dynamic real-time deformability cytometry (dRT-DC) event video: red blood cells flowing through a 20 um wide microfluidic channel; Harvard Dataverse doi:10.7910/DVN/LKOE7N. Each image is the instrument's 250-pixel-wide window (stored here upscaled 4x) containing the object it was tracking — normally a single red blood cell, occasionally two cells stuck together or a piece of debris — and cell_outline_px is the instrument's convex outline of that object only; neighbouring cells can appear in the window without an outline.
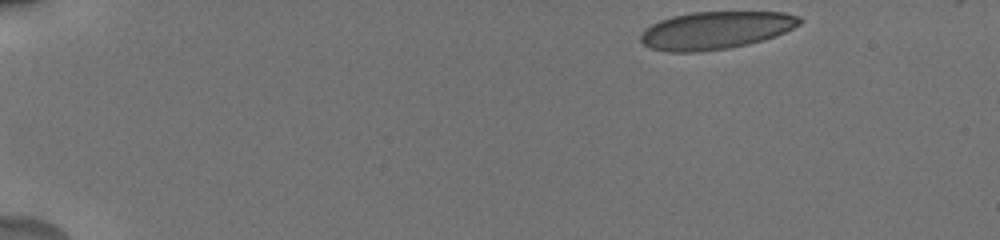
{"species": "human", "species_latin": "Homo sapiens", "temperature_condition": "cold", "stored_images_in_passage": 13, "camera_frame_rate_fps": 3000, "um_per_image_px": 0.085, "donor": {"sex": "male"}, "frame": {"image": 1, "passage_image": 1, "time_ms": 0.0, "image_size_px": [1000, 240], "cell_outline_px": [[804, 20], [800, 24], [776, 36], [764, 40], [748, 44], [728, 48], [700, 52], [668, 52], [652, 48], [644, 44], [640, 40], [640, 36], [644, 28], [660, 20], [672, 16], [692, 12], [784, 12], [800, 16]], "centroid_in_image_um": [60.84, 2.57], "position_along_channel_um": 24.2, "area_um2": 35.03}}
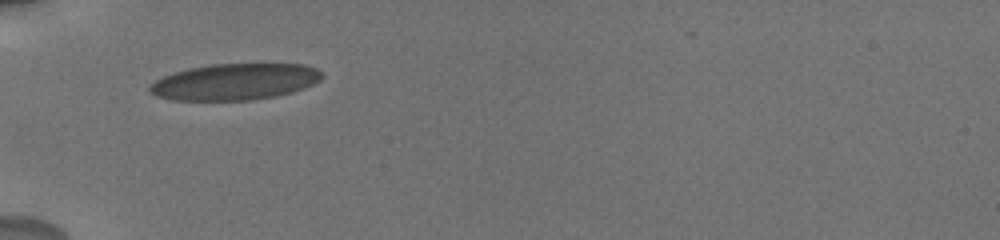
{"frame": {"image": 2, "passage_image": 10, "time_ms": 4.0, "image_size_px": [1000, 240], "cell_outline_px": [[324, 76], [320, 80], [304, 88], [292, 92], [276, 96], [252, 100], [172, 100], [156, 96], [148, 92], [148, 88], [156, 80], [164, 76], [188, 68], [212, 64], [304, 64], [316, 68]], "centroid_in_image_um": [19.96, 6.95], "position_along_channel_um": 65.0, "area_um2": 36.47}}
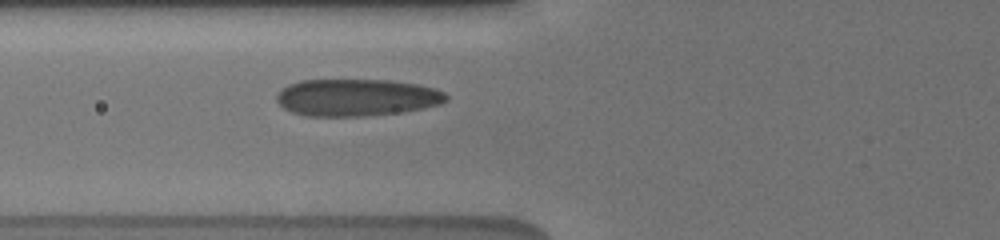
{"frame": {"image": 3, "passage_image": 13, "time_ms": 5.0, "image_size_px": [1000, 240], "cell_outline_px": [[448, 100], [440, 104], [400, 112], [364, 116], [304, 116], [292, 112], [284, 108], [276, 100], [276, 96], [288, 84], [300, 80], [388, 80], [416, 84], [432, 88], [444, 92], [448, 96]], "centroid_in_image_um": [30.29, 8.29], "position_along_channel_um": 95.5, "area_um2": 36.47}}